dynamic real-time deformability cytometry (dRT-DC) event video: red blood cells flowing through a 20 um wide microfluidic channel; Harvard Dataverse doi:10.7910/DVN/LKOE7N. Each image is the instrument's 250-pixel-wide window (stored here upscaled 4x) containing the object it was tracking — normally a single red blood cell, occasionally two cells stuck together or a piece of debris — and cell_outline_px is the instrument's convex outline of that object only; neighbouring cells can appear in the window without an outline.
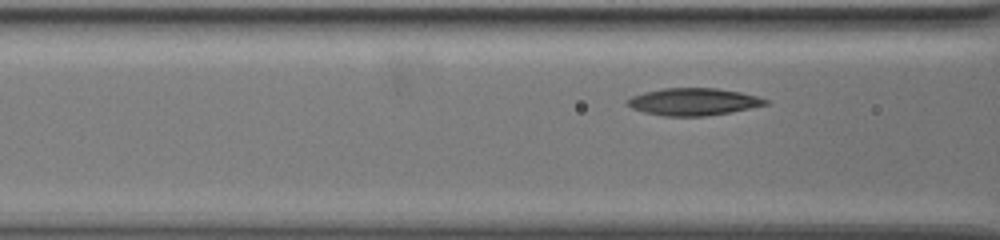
{"species": "common noctule bat (a hibernating species)", "species_latin": "Nyctalus noctula", "temperature_condition": "warm", "stored_images_in_passage": 19, "camera_frame_rate_fps": 3000, "um_per_image_px": 0.085, "animal": {"sex": "female", "body_mass_g": 19.5, "forearm_length_mm": 54.1}, "frame": {"image": 1, "passage_image": 16, "time_ms": 5.0, "image_size_px": [1000, 240], "cell_outline_px": [[768, 104], [728, 112], [704, 116], [664, 116], [644, 112], [632, 108], [624, 104], [624, 100], [632, 96], [644, 92], [664, 88], [716, 88], [740, 92], [756, 96], [768, 100]], "centroid_in_image_um": [58.86, 8.64], "position_along_channel_um": 107.7, "area_um2": 21.79}}